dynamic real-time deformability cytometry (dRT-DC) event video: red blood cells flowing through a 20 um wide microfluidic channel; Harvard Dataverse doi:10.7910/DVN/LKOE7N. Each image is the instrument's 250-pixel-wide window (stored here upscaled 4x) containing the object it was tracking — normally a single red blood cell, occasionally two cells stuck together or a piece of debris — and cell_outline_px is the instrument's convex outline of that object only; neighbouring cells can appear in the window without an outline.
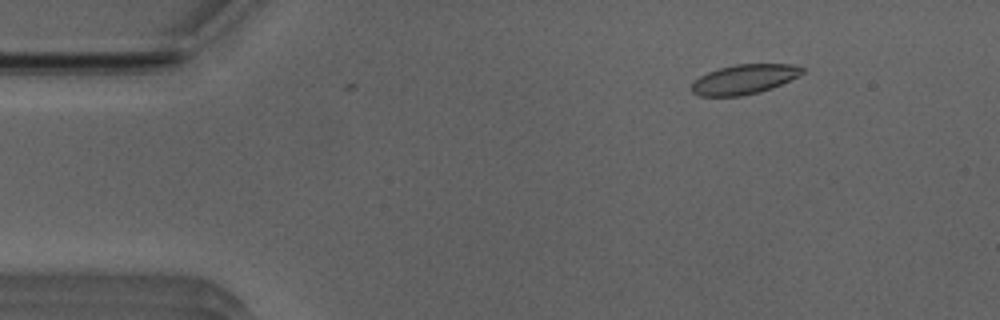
{"species": "Egyptian fruit bat (a non-hibernating species)", "species_latin": "Rousettus aegyptiacus", "temperature_condition": "room temperature", "stored_images_in_passage": 16, "camera_frame_rate_fps": 3000, "um_per_image_px": 0.085, "animal": {"sex": "male"}, "frame": {"image": 1, "passage_image": 7, "time_ms": 2.0, "image_size_px": [1000, 320], "cell_outline_px": [[804, 72], [772, 88], [740, 96], [700, 96], [692, 92], [692, 84], [700, 76], [708, 72], [720, 68], [736, 64], [792, 64], [804, 68]], "centroid_in_image_um": [63.24, 6.73], "position_along_channel_um": 21.8, "area_um2": 18.73}}